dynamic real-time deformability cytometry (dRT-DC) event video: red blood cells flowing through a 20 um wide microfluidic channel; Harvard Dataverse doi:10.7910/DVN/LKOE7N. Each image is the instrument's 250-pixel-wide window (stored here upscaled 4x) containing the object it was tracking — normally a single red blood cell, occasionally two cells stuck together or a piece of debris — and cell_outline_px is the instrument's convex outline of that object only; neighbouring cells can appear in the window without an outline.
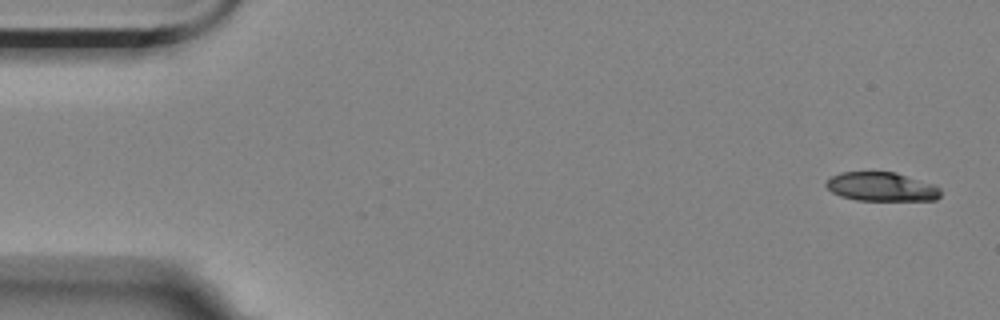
{"species": "Egyptian fruit bat (a non-hibernating species)", "species_latin": "Rousettus aegyptiacus", "temperature_condition": "room temperature", "stored_images_in_passage": 6, "camera_frame_rate_fps": 3000, "um_per_image_px": 0.085, "animal": {"sex": "female"}, "frame": {"image": 1, "passage_image": 1, "time_ms": 0.0, "image_size_px": [1000, 320], "cell_outline_px": [[940, 196], [936, 200], [856, 200], [840, 196], [832, 192], [824, 184], [832, 176], [840, 172], [896, 172], [936, 184], [940, 188]], "centroid_in_image_um": [74.96, 15.87], "position_along_channel_um": 10.0, "area_um2": 19.42}}
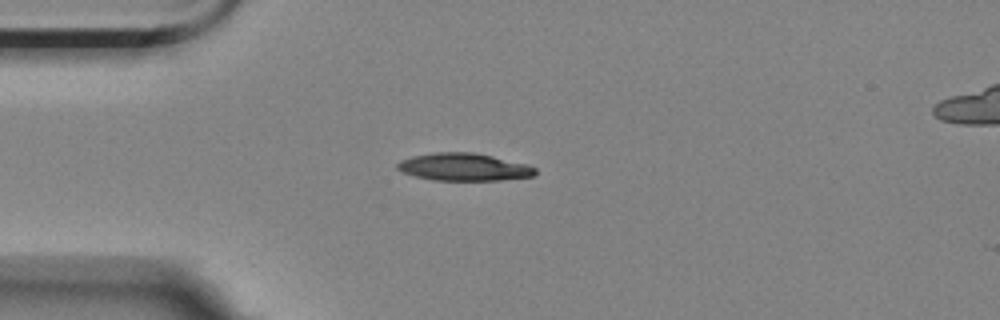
{"frame": {"image": 2, "passage_image": 4, "time_ms": 1.0, "image_size_px": [1000, 320], "cell_outline_px": [[536, 172], [532, 176], [500, 180], [432, 180], [416, 176], [404, 172], [396, 168], [396, 164], [400, 160], [412, 156], [432, 152], [472, 152], [492, 156], [528, 164], [536, 168]], "centroid_in_image_um": [39.41, 14.19], "position_along_channel_um": 45.6, "area_um2": 22.08}}